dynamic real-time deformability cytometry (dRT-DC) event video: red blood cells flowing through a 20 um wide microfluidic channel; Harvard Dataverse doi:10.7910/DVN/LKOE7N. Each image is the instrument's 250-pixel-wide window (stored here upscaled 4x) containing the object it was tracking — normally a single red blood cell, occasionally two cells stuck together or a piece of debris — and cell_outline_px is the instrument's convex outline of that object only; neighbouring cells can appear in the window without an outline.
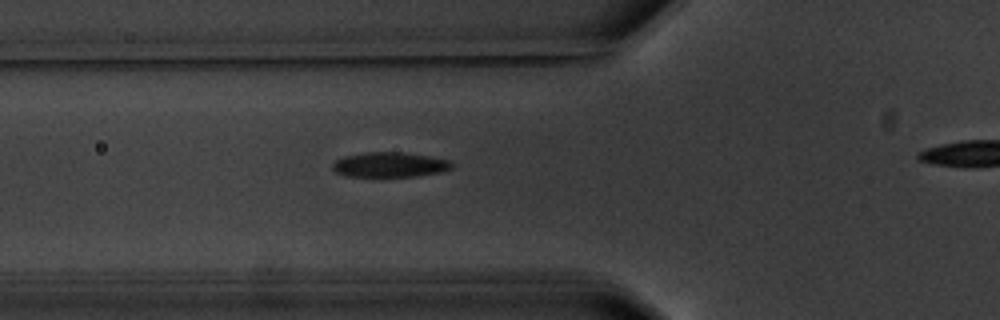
{"species": "common noctule bat (a hibernating species)", "species_latin": "Nyctalus noctula", "temperature_condition": "warm", "stored_images_in_passage": 5, "camera_frame_rate_fps": 3000, "um_per_image_px": 0.085, "animal": {"sex": "male", "body_mass_g": 20.1, "forearm_length_mm": 53.5}, "frame": {"image": 1, "passage_image": 5, "time_ms": 4.667, "image_size_px": [1000, 320], "cell_outline_px": [[452, 168], [440, 172], [416, 176], [344, 176], [336, 172], [332, 168], [332, 164], [336, 160], [344, 156], [368, 152], [400, 152], [428, 156], [448, 160], [452, 164]], "centroid_in_image_um": [33.09, 14.0], "position_along_channel_um": 92.7, "area_um2": 17.11}}